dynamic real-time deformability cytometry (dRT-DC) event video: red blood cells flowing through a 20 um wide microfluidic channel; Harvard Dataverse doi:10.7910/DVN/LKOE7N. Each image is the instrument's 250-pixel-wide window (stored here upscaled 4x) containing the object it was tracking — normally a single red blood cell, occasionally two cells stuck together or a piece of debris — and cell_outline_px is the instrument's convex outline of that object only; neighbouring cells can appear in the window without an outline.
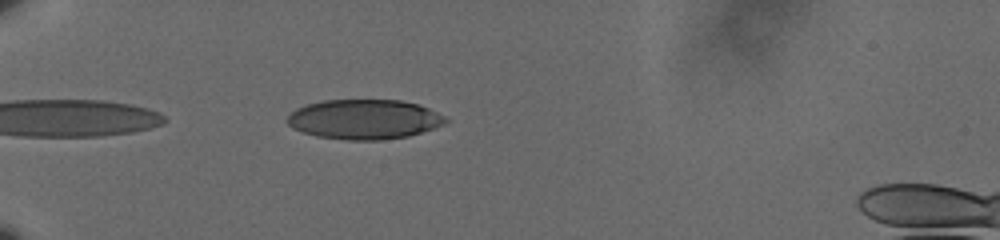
{"species": "human", "species_latin": "Homo sapiens", "temperature_condition": "cold", "stored_images_in_passage": 36, "camera_frame_rate_fps": 3000, "um_per_image_px": 0.085, "donor": {"sex": "male"}, "frame": {"image": 1, "passage_image": 1, "time_ms": 0.0, "image_size_px": [1000, 240], "cell_outline_px": [[448, 120], [444, 124], [408, 136], [380, 140], [348, 140], [316, 136], [292, 128], [284, 120], [296, 108], [308, 104], [324, 100], [400, 100], [416, 104], [428, 108], [444, 116]], "centroid_in_image_um": [30.92, 10.14], "position_along_channel_um": 54.1, "area_um2": 36.47}}
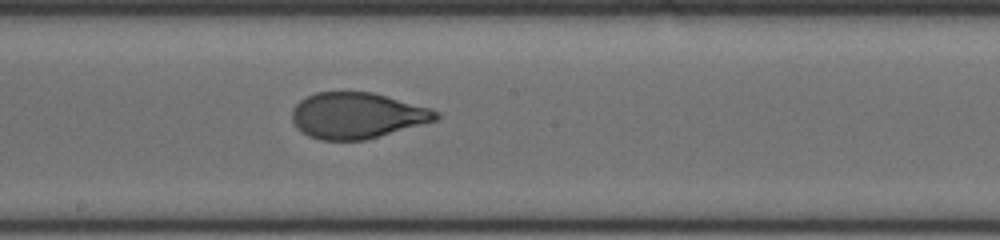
{"frame": {"image": 2, "passage_image": 17, "time_ms": 5.333, "image_size_px": [1000, 240], "cell_outline_px": [[440, 116], [436, 120], [364, 140], [320, 140], [308, 136], [296, 128], [292, 120], [292, 108], [300, 100], [316, 92], [372, 92], [432, 108], [440, 112]], "centroid_in_image_um": [30.33, 9.81], "position_along_channel_um": 217.9, "area_um2": 38.49}}
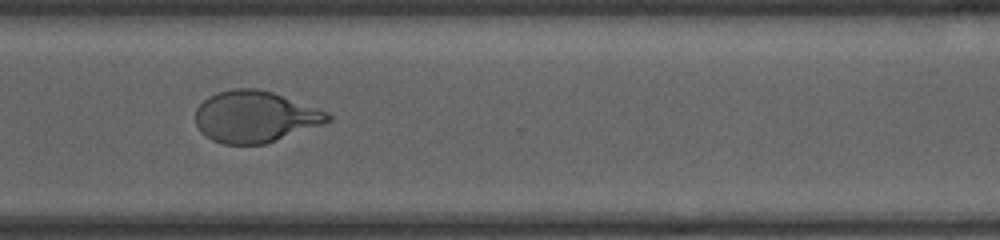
{"frame": {"image": 3, "passage_image": 28, "time_ms": 9.0, "image_size_px": [1000, 240], "cell_outline_px": [[332, 120], [324, 124], [264, 144], [224, 144], [212, 140], [204, 136], [200, 132], [196, 124], [196, 108], [208, 96], [216, 92], [232, 88], [256, 88], [272, 92], [328, 112], [332, 116]], "centroid_in_image_um": [21.66, 9.92], "position_along_channel_um": 348.9, "area_um2": 39.71}, "authors_computed_cell_mechanics": {"area_um2": 39.4774, "velocity_mm_per_s": 3.5909, "shape_relaxation_time_tau1_ms": 4.5198, "shape_relaxation_time_tau2_ms": 0.7429, "deformation_change_tau1": 0.1859, "deformation_change_tau2": 0.0656}}